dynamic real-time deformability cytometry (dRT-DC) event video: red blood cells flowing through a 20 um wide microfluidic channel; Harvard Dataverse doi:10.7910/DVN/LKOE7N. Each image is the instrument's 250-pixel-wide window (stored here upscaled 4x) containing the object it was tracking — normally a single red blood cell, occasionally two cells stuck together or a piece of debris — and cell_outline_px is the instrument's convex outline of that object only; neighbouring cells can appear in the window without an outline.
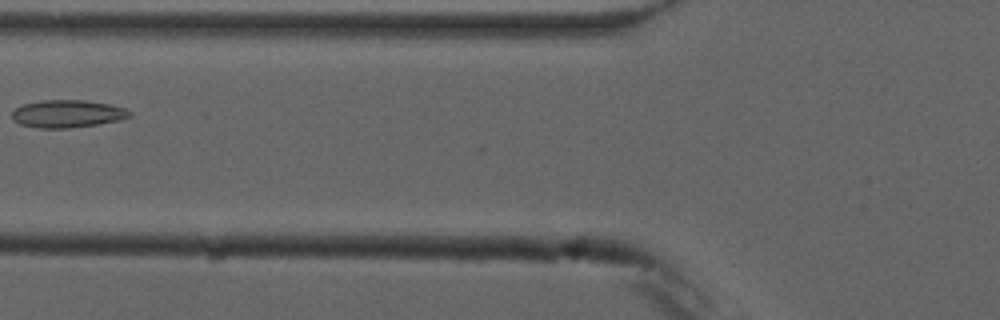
{"species": "common noctule bat (a hibernating species)", "species_latin": "Nyctalus noctula", "temperature_condition": "cold", "stored_images_in_passage": 5, "camera_frame_rate_fps": 3000, "um_per_image_px": 0.085, "animal": {"sex": "male", "forearm_length_mm": 52.5}, "frame": {"image": 1, "passage_image": 5, "time_ms": 5.667, "image_size_px": [1000, 320], "cell_outline_px": [[132, 116], [120, 120], [96, 124], [68, 128], [36, 128], [20, 124], [12, 120], [12, 112], [16, 108], [24, 104], [40, 100], [84, 100], [108, 104], [124, 108], [132, 112]], "centroid_in_image_um": [5.71, 9.67], "position_along_channel_um": 120.1, "area_um2": 18.9}}